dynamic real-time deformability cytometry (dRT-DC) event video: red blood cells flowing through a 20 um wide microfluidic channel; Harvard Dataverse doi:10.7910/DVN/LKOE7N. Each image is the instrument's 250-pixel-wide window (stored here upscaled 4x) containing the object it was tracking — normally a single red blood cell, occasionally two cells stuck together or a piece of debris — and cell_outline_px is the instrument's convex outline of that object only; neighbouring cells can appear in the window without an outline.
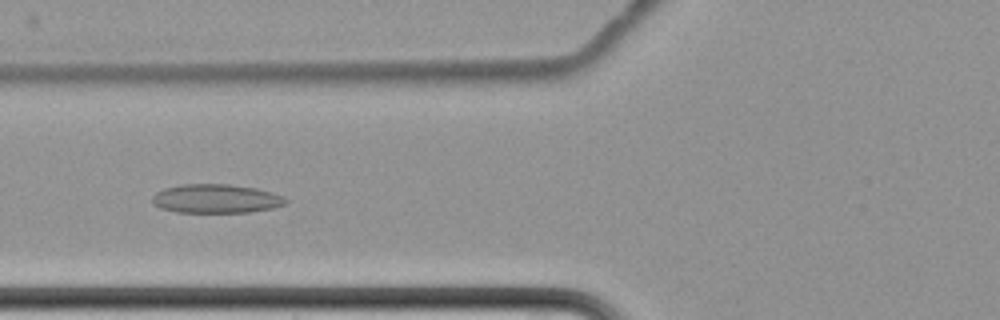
{"species": "common noctule bat (a hibernating species)", "species_latin": "Nyctalus noctula", "temperature_condition": "cold", "stored_images_in_passage": 12, "camera_frame_rate_fps": 3000, "um_per_image_px": 0.085, "animal": {"sex": "female", "body_mass_g": 22.7, "forearm_length_mm": 54.2}, "frame": {"image": 1, "passage_image": 3, "time_ms": 2.333, "image_size_px": [1000, 320], "cell_outline_px": [[288, 204], [272, 208], [248, 212], [176, 212], [160, 208], [152, 204], [152, 196], [156, 192], [164, 188], [184, 184], [228, 184], [256, 188], [272, 192], [284, 196], [288, 200]], "centroid_in_image_um": [18.37, 16.88], "position_along_channel_um": 107.4, "area_um2": 22.6}}
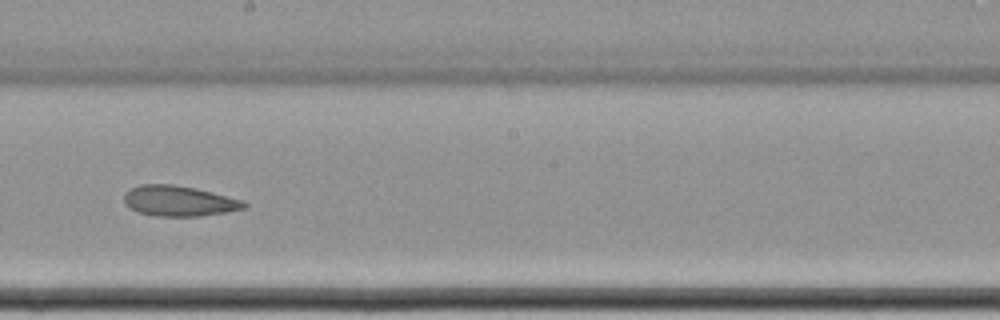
{"frame": {"image": 2, "passage_image": 6, "time_ms": 6.0, "image_size_px": [1000, 320], "cell_outline_px": [[248, 204], [244, 208], [228, 212], [200, 216], [156, 216], [136, 212], [128, 208], [124, 204], [124, 192], [140, 184], [172, 184], [196, 188], [244, 200]], "centroid_in_image_um": [15.19, 17.08], "position_along_channel_um": 233.0, "area_um2": 21.56}}
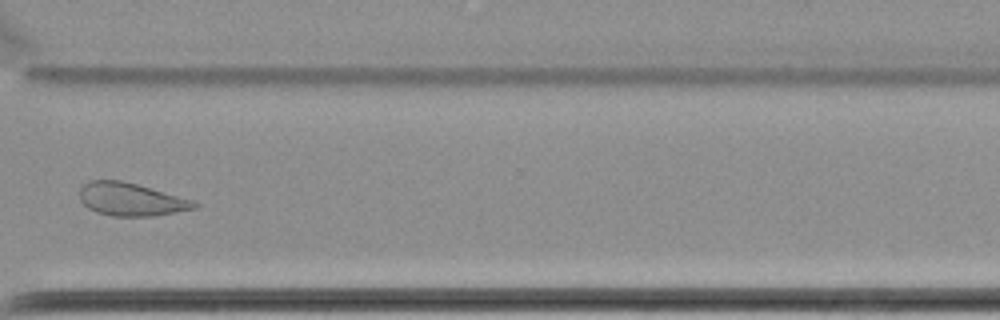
{"frame": {"image": 3, "passage_image": 9, "time_ms": 9.667, "image_size_px": [1000, 320], "cell_outline_px": [[200, 204], [196, 208], [156, 216], [112, 216], [96, 212], [88, 208], [80, 200], [80, 188], [88, 180], [120, 180], [136, 184], [196, 200]], "centroid_in_image_um": [11.16, 16.95], "position_along_channel_um": 359.4, "area_um2": 22.2}, "authors_computed_cell_mechanics": {"area_um2": 22.4553, "velocity_mm_per_s": 3.4307, "shape_relaxation_time_tau1_ms": null, "shape_relaxation_time_tau2_ms": 9.0375, "deformation_change_tau1": null, "deformation_change_tau2": 0.142}}